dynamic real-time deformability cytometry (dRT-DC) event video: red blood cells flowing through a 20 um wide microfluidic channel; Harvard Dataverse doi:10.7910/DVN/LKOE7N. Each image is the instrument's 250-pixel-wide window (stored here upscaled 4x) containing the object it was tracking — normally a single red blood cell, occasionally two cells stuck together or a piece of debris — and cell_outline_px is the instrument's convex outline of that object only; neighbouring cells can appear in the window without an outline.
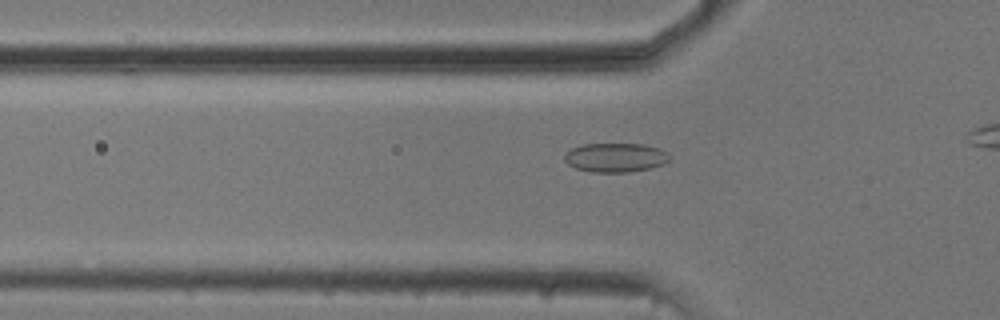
{"species": "common noctule bat (a hibernating species)", "species_latin": "Nyctalus noctula", "temperature_condition": "cold", "stored_images_in_passage": 36, "camera_frame_rate_fps": 3000, "um_per_image_px": 0.085, "animal": {"sex": "male", "body_mass_g": 20.5, "forearm_length_mm": 52.5}, "frame": {"image": 1, "passage_image": 10, "time_ms": 3.0, "image_size_px": [1000, 320], "cell_outline_px": [[668, 160], [664, 164], [652, 168], [628, 172], [592, 172], [576, 168], [568, 164], [564, 160], [564, 152], [572, 148], [584, 144], [644, 144], [660, 148], [668, 152]], "centroid_in_image_um": [52.31, 13.39], "position_along_channel_um": 73.5, "area_um2": 17.92}}
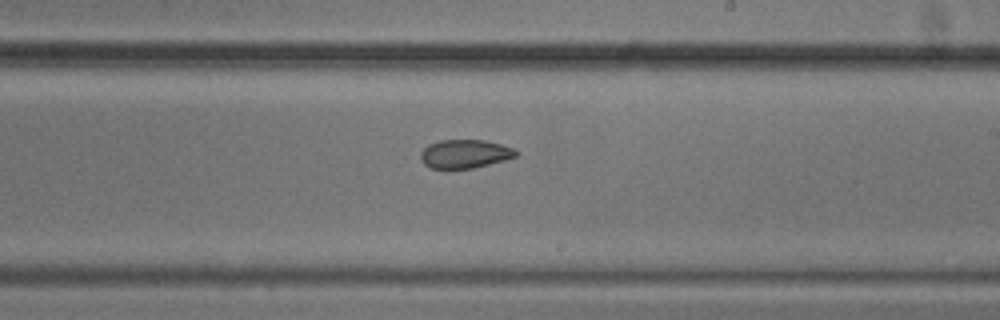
{"frame": {"image": 2, "passage_image": 24, "time_ms": 7.667, "image_size_px": [1000, 320], "cell_outline_px": [[520, 152], [516, 156], [504, 160], [472, 168], [432, 168], [424, 164], [420, 160], [420, 152], [428, 144], [440, 140], [484, 140], [500, 144], [512, 148]], "centroid_in_image_um": [39.49, 13.07], "position_along_channel_um": 249.5, "area_um2": 15.78}}
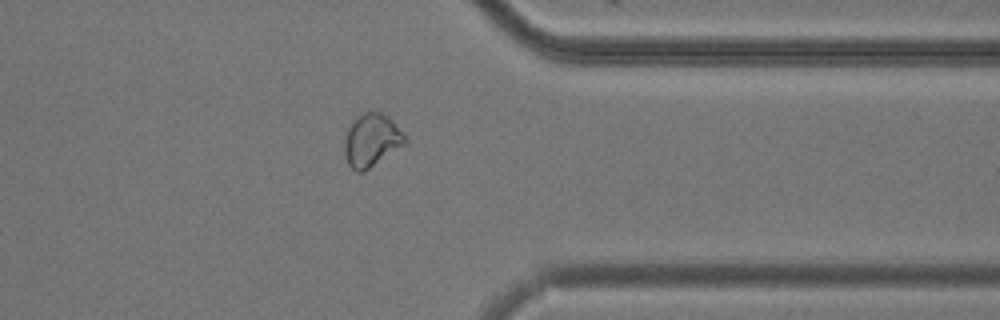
{"frame": {"image": 3, "passage_image": 35, "time_ms": 11.333, "image_size_px": [1000, 320], "cell_outline_px": [[408, 140], [404, 144], [364, 172], [356, 172], [348, 164], [344, 152], [344, 140], [348, 128], [352, 120], [360, 112], [380, 112], [388, 116], [392, 120]], "centroid_in_image_um": [31.55, 11.91], "position_along_channel_um": 379.9, "area_um2": 18.61}}